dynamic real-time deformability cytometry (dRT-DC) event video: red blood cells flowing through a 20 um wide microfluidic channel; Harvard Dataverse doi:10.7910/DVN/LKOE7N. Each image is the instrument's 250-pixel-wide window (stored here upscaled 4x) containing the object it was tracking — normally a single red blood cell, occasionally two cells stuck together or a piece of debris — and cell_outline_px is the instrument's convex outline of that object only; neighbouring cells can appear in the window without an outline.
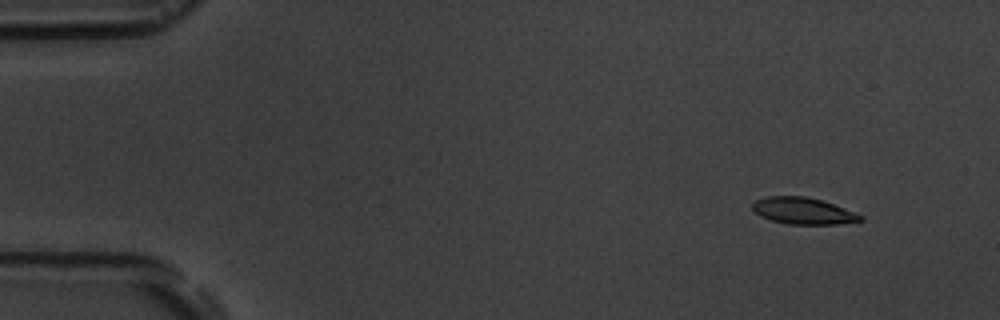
{"species": "common noctule bat (a hibernating species)", "species_latin": "Nyctalus noctula", "temperature_condition": "room temperature", "stored_images_in_passage": 4, "camera_frame_rate_fps": 3000, "um_per_image_px": 0.085, "animal": {"sex": "male", "body_mass_g": 19.5, "forearm_length_mm": 54.6}, "frame": {"image": 1, "passage_image": 4, "time_ms": 4.333, "image_size_px": [1000, 320], "cell_outline_px": [[864, 220], [836, 224], [788, 224], [772, 220], [760, 216], [752, 208], [752, 204], [756, 200], [764, 196], [804, 196], [820, 200], [832, 204], [864, 216]], "centroid_in_image_um": [68.24, 17.92], "position_along_channel_um": 16.8, "area_um2": 16.53}}